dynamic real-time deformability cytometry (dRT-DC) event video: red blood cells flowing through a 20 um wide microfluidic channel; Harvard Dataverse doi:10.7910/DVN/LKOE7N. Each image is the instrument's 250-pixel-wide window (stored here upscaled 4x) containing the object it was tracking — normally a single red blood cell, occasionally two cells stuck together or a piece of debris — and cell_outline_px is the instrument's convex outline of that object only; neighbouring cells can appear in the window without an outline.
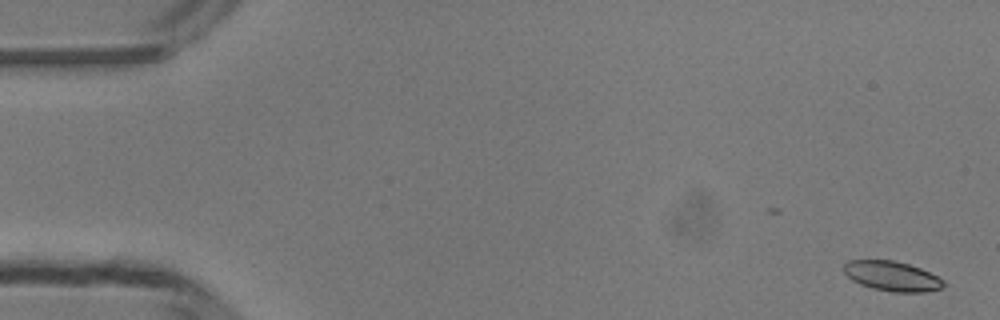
{"species": "common noctule bat (a hibernating species)", "species_latin": "Nyctalus noctula", "temperature_condition": "room temperature", "stored_images_in_passage": 13, "camera_frame_rate_fps": 3000, "um_per_image_px": 0.085, "animal": {"sex": "male", "body_mass_g": 13.3}, "frame": {"image": 1, "passage_image": 1, "time_ms": 0.0, "image_size_px": [1000, 320], "cell_outline_px": [[944, 284], [940, 288], [924, 292], [892, 292], [872, 288], [860, 284], [852, 280], [840, 268], [848, 260], [892, 260], [908, 264], [920, 268], [944, 280]], "centroid_in_image_um": [75.77, 23.46], "position_along_channel_um": 9.2, "area_um2": 17.28}}